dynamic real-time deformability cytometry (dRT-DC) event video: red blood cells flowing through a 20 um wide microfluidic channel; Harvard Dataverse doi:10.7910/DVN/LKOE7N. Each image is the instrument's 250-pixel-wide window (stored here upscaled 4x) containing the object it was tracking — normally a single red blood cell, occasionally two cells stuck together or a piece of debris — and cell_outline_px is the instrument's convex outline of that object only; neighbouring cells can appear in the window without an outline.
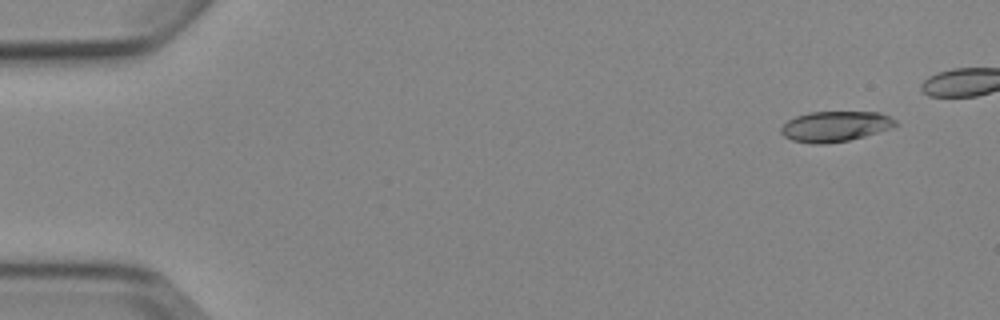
{"species": "Egyptian fruit bat (a non-hibernating species)", "species_latin": "Rousettus aegyptiacus", "temperature_condition": "cold", "stored_images_in_passage": 6, "camera_frame_rate_fps": 3000, "um_per_image_px": 0.085, "animal": {"sex": "female"}, "frame": {"image": 1, "passage_image": 1, "time_ms": 0.0, "image_size_px": [1000, 320], "cell_outline_px": [[900, 124], [892, 128], [864, 136], [848, 140], [824, 144], [812, 144], [792, 140], [784, 136], [780, 132], [780, 128], [788, 120], [796, 116], [808, 112], [880, 112], [896, 120]], "centroid_in_image_um": [71.0, 10.74], "position_along_channel_um": 14.0, "area_um2": 20.35}}